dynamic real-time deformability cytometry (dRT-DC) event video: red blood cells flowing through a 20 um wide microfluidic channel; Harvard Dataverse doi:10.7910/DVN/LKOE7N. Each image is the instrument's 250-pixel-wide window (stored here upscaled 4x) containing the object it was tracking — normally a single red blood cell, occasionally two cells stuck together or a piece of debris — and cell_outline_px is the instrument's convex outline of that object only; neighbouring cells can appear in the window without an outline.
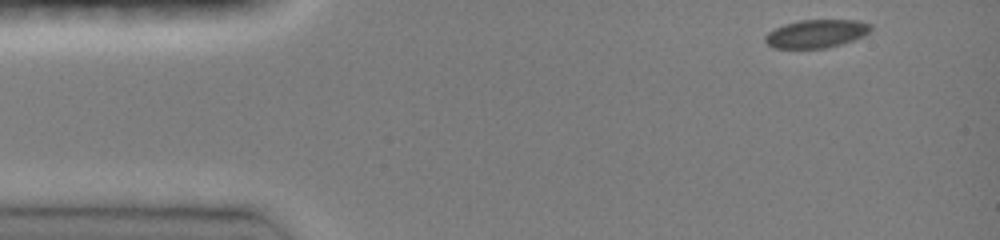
{"species": "common noctule bat (a hibernating species)", "species_latin": "Nyctalus noctula", "temperature_condition": "room temperature", "stored_images_in_passage": 41, "camera_frame_rate_fps": 3000, "um_per_image_px": 0.085, "animal": {"sex": "female", "body_mass_g": 19.0, "forearm_length_mm": 51.5}, "frame": {"image": 1, "passage_image": 1, "time_ms": 0.0, "image_size_px": [1000, 240], "cell_outline_px": [[872, 28], [868, 32], [852, 40], [840, 44], [824, 48], [772, 48], [764, 40], [764, 36], [768, 32], [784, 24], [800, 20], [856, 20], [872, 24]], "centroid_in_image_um": [69.35, 2.86], "position_along_channel_um": 15.7, "area_um2": 17.17}}
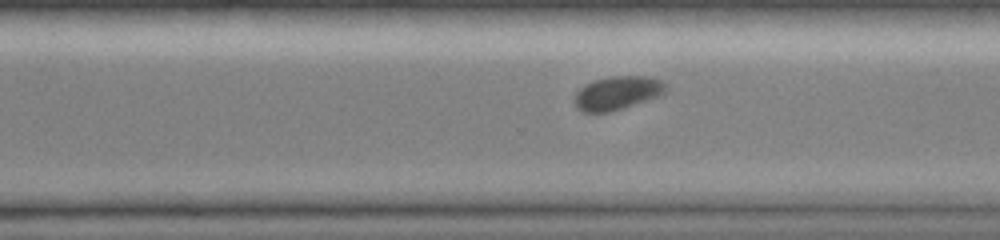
{"frame": {"image": 2, "passage_image": 30, "time_ms": 9.667, "image_size_px": [1000, 240], "cell_outline_px": [[668, 88], [664, 92], [656, 96], [624, 108], [608, 112], [584, 112], [576, 108], [576, 92], [580, 88], [596, 80], [612, 76], [652, 76], [660, 80]], "centroid_in_image_um": [52.48, 7.9], "position_along_channel_um": 318.1, "area_um2": 17.46}}
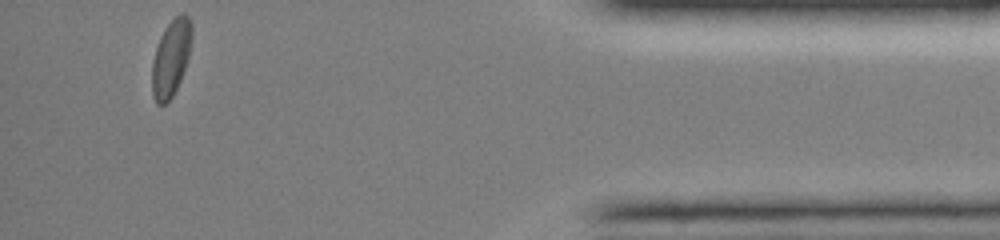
{"frame": {"image": 3, "passage_image": 41, "time_ms": 13.333, "image_size_px": [1000, 240], "cell_outline_px": [[192, 36], [188, 56], [180, 80], [172, 96], [164, 104], [156, 104], [152, 92], [152, 60], [160, 36], [164, 28], [180, 12], [184, 12], [192, 20]], "centroid_in_image_um": [14.53, 4.87], "position_along_channel_um": 420.7, "area_um2": 17.69}, "authors_computed_cell_mechanics": {"area_um2": 18.207, "velocity_mm_per_s": 4.0099, "shape_relaxation_time_tau1_ms": 2.8399, "shape_relaxation_time_tau2_ms": null, "deformation_change_tau1": 0.0941, "deformation_change_tau2": null}}